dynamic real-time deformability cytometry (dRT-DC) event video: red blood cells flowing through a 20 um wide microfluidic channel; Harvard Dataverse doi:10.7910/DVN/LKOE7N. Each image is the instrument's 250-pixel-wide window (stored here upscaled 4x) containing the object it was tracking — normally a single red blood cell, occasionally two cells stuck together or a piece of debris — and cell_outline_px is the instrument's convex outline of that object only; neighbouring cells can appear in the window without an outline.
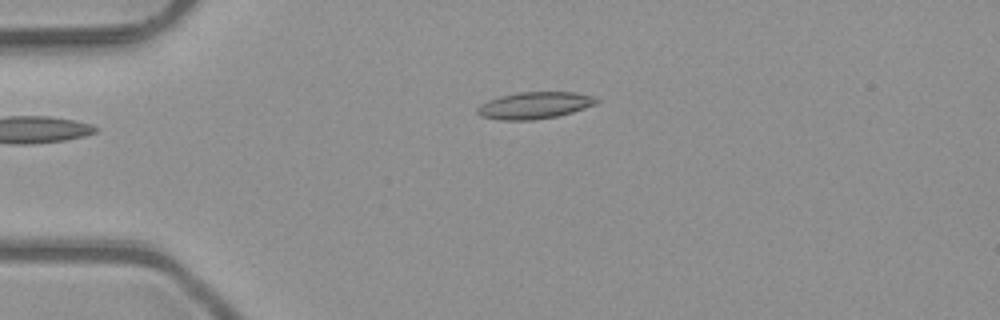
{"species": "common noctule bat (a hibernating species)", "species_latin": "Nyctalus noctula", "temperature_condition": "room temperature", "stored_images_in_passage": 5, "camera_frame_rate_fps": 3000, "um_per_image_px": 0.085, "animal": {"sex": "male", "body_mass_g": 23.1, "forearm_length_mm": 52.7}, "frame": {"image": 1, "passage_image": 2, "time_ms": 0.333, "image_size_px": [1000, 320], "cell_outline_px": [[600, 100], [596, 104], [572, 112], [556, 116], [532, 120], [500, 120], [480, 116], [476, 112], [476, 108], [480, 104], [488, 100], [500, 96], [520, 92], [576, 92], [596, 96]], "centroid_in_image_um": [45.44, 8.95], "position_along_channel_um": 39.6, "area_um2": 18.73}}
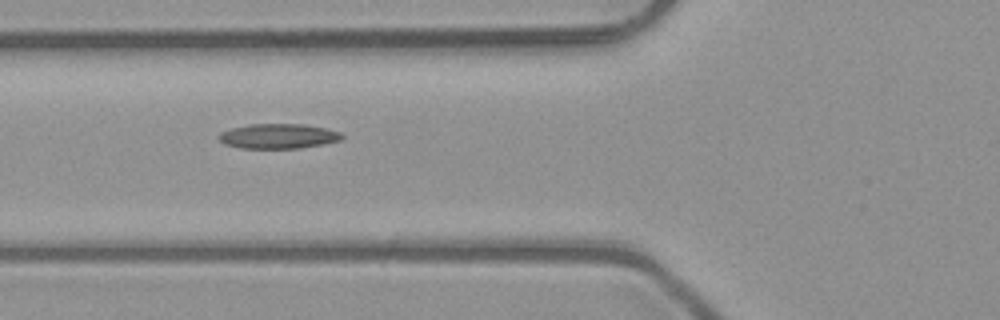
{"frame": {"image": 2, "passage_image": 4, "time_ms": 1.0, "image_size_px": [1000, 320], "cell_outline_px": [[344, 136], [340, 140], [324, 144], [300, 148], [240, 148], [224, 144], [216, 136], [220, 132], [232, 128], [248, 124], [304, 124], [328, 128], [340, 132]], "centroid_in_image_um": [23.65, 11.57], "position_along_channel_um": 102.1, "area_um2": 17.98}}
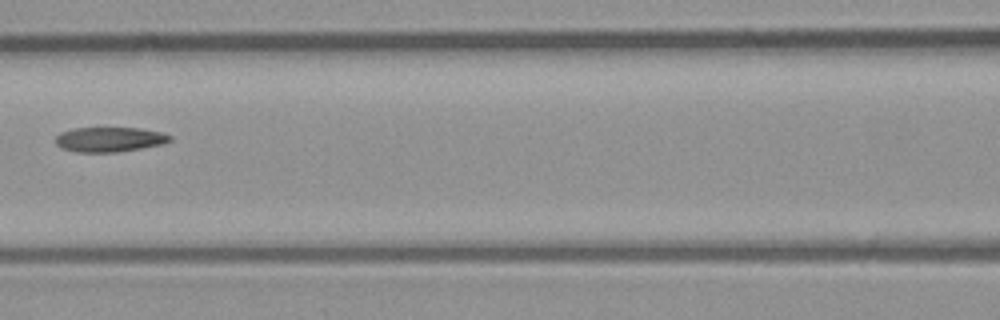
{"frame": {"image": 3, "passage_image": 5, "time_ms": 1.333, "image_size_px": [1000, 320], "cell_outline_px": [[172, 140], [160, 144], [140, 148], [116, 152], [76, 152], [60, 148], [56, 144], [56, 136], [60, 132], [76, 128], [140, 128], [160, 132], [172, 136]], "centroid_in_image_um": [9.27, 11.85], "position_along_channel_um": 157.3, "area_um2": 16.42}}